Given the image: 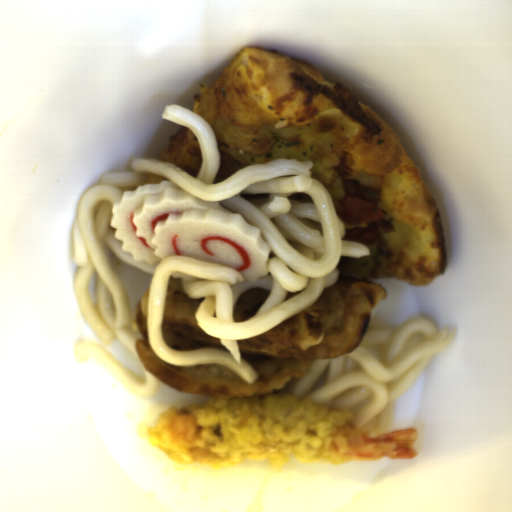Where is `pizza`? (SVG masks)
Here are the masks:
<instances>
[{"instance_id": "pizza-1", "label": "pizza", "mask_w": 512, "mask_h": 512, "mask_svg": "<svg viewBox=\"0 0 512 512\" xmlns=\"http://www.w3.org/2000/svg\"><path fill=\"white\" fill-rule=\"evenodd\" d=\"M193 95V113L213 130L221 117L242 128H284L320 119L335 123L333 146L346 182L380 190L377 208L394 226L365 245L369 255L341 256L338 278L398 279L423 287L445 274L439 208L396 131L343 82L279 53L242 48L210 86Z\"/></svg>"}, {"instance_id": "pizza-2", "label": "pizza", "mask_w": 512, "mask_h": 512, "mask_svg": "<svg viewBox=\"0 0 512 512\" xmlns=\"http://www.w3.org/2000/svg\"><path fill=\"white\" fill-rule=\"evenodd\" d=\"M158 161L172 163L196 178L202 167V151L197 136L188 127L181 125L179 130L169 138Z\"/></svg>"}]
</instances>
